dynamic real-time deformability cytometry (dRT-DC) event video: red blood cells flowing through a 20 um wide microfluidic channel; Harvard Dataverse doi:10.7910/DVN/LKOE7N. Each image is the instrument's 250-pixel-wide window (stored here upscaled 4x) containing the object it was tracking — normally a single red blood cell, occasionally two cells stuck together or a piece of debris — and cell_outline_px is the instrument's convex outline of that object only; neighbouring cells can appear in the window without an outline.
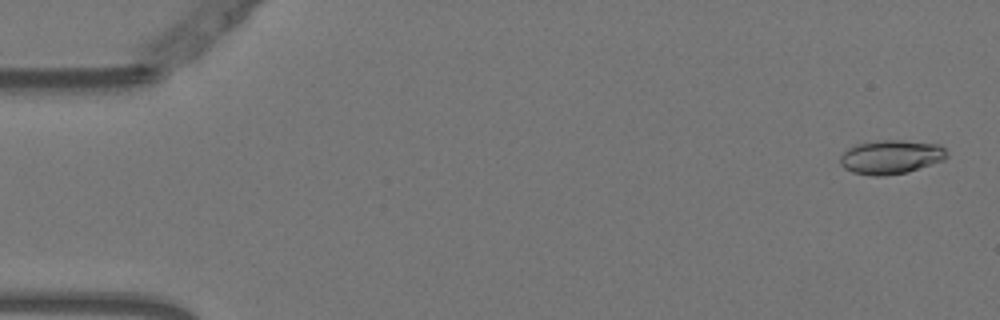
{"species": "Egyptian fruit bat (a non-hibernating species)", "species_latin": "Rousettus aegyptiacus", "temperature_condition": "warm", "stored_images_in_passage": 14, "camera_frame_rate_fps": 3000, "um_per_image_px": 0.085, "animal": {"sex": "female"}, "frame": {"image": 1, "passage_image": 2, "time_ms": 0.333, "image_size_px": [1000, 320], "cell_outline_px": [[948, 156], [944, 160], [908, 172], [884, 176], [872, 176], [852, 172], [844, 168], [840, 164], [840, 156], [848, 148], [856, 144], [876, 140], [904, 140], [940, 144], [948, 152]], "centroid_in_image_um": [75.74, 13.34], "position_along_channel_um": 9.3, "area_um2": 21.39}}